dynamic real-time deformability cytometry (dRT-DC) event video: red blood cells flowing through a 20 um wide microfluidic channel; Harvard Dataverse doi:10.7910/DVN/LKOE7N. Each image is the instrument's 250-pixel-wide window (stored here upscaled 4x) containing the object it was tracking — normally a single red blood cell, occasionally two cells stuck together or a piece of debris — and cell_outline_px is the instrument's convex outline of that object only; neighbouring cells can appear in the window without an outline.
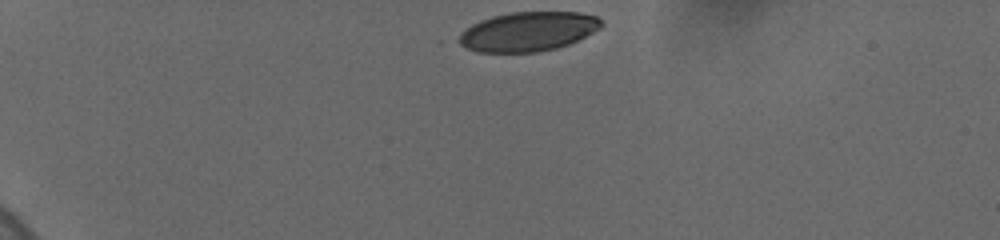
{"species": "human", "species_latin": "Homo sapiens", "temperature_condition": "cold", "stored_images_in_passage": 11, "camera_frame_rate_fps": 3000, "um_per_image_px": 0.085, "donor": {"sex": "female"}, "frame": {"image": 1, "passage_image": 1, "time_ms": 0.0, "image_size_px": [1000, 240], "cell_outline_px": [[604, 24], [600, 28], [568, 44], [556, 48], [536, 52], [476, 52], [452, 40], [460, 32], [472, 24], [480, 20], [492, 16], [512, 12], [580, 12], [596, 16]], "centroid_in_image_um": [44.81, 2.68], "position_along_channel_um": 40.2, "area_um2": 32.77}}